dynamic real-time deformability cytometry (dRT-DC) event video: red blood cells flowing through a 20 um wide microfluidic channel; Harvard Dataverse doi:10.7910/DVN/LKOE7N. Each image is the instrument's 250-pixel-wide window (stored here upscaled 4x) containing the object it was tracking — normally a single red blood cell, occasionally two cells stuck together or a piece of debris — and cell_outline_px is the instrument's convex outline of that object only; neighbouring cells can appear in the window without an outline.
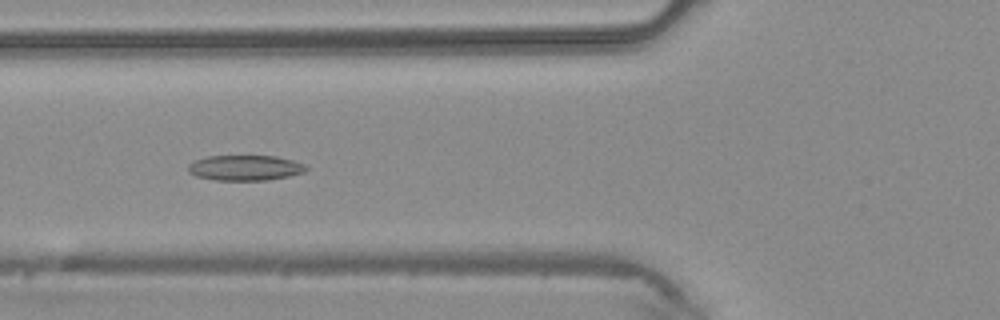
{"species": "common noctule bat (a hibernating species)", "species_latin": "Nyctalus noctula", "temperature_condition": "warm", "stored_images_in_passage": 32, "camera_frame_rate_fps": 3000, "um_per_image_px": 0.085, "animal": {"sex": "male", "body_mass_g": 20.4}, "frame": {"image": 1, "passage_image": 5, "time_ms": 1.333, "image_size_px": [1000, 320], "cell_outline_px": [[308, 168], [304, 172], [288, 176], [268, 180], [216, 180], [196, 176], [188, 172], [188, 164], [196, 160], [208, 156], [276, 156], [292, 160], [304, 164]], "centroid_in_image_um": [20.83, 14.26], "position_along_channel_um": 105.0, "area_um2": 17.34}}
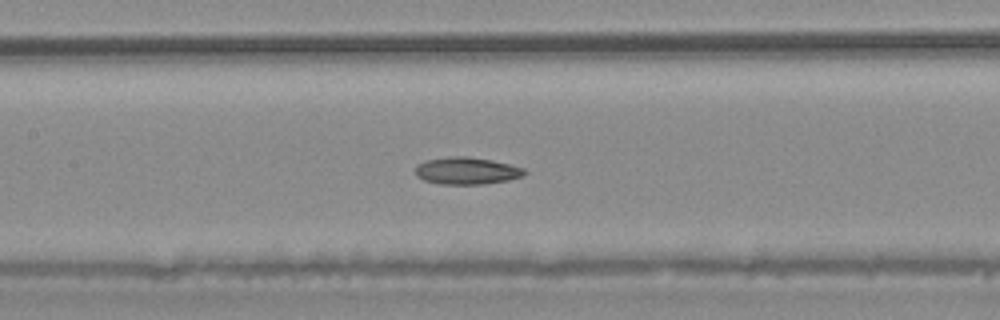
{"frame": {"image": 2, "passage_image": 9, "time_ms": 2.667, "image_size_px": [1000, 320], "cell_outline_px": [[528, 172], [524, 176], [508, 180], [480, 184], [440, 184], [424, 180], [416, 176], [416, 164], [428, 160], [452, 156], [468, 156], [492, 160], [524, 168]], "centroid_in_image_um": [39.68, 14.52], "position_along_channel_um": 167.7, "area_um2": 17.22}}
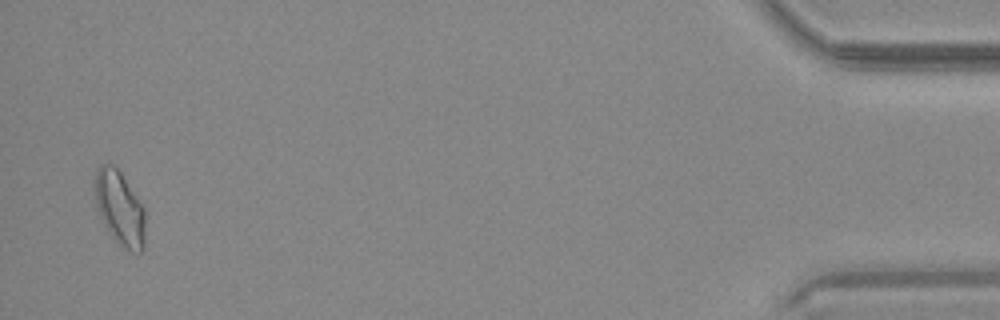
{"frame": {"image": 3, "passage_image": 31, "time_ms": 10.0, "image_size_px": [1000, 320], "cell_outline_px": [[144, 248], [140, 252], [132, 252], [116, 244], [104, 224], [100, 216], [96, 204], [96, 172], [100, 164], [112, 164], [120, 172], [144, 208]], "centroid_in_image_um": [10.18, 17.75], "position_along_channel_um": 425.0, "area_um2": 21.44}}